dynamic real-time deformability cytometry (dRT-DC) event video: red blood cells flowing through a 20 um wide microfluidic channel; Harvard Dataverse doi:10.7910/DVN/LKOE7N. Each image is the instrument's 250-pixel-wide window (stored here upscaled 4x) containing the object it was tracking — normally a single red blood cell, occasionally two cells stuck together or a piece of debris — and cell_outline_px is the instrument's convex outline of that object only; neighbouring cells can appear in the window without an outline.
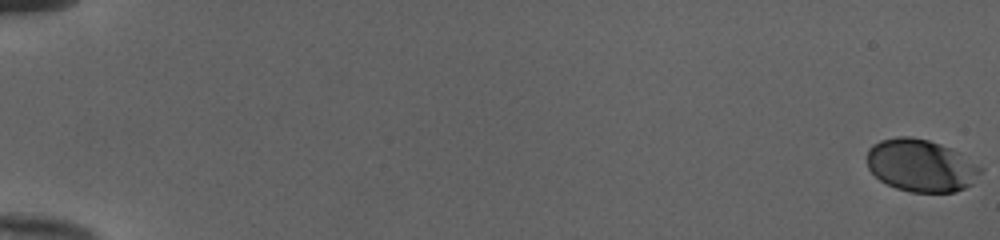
{"species": "human", "species_latin": "Homo sapiens", "temperature_condition": "cold", "stored_images_in_passage": 54, "camera_frame_rate_fps": 3000, "um_per_image_px": 0.085, "donor": {"sex": "female"}, "frame": {"image": 1, "passage_image": 1, "time_ms": 0.0, "image_size_px": [1000, 240], "cell_outline_px": [[984, 168], [972, 184], [956, 192], [912, 192], [896, 188], [880, 180], [868, 168], [868, 148], [872, 144], [880, 140], [896, 136], [912, 136], [928, 140], [952, 148]], "centroid_in_image_um": [78.29, 14.06], "position_along_channel_um": 6.7, "area_um2": 34.8}}
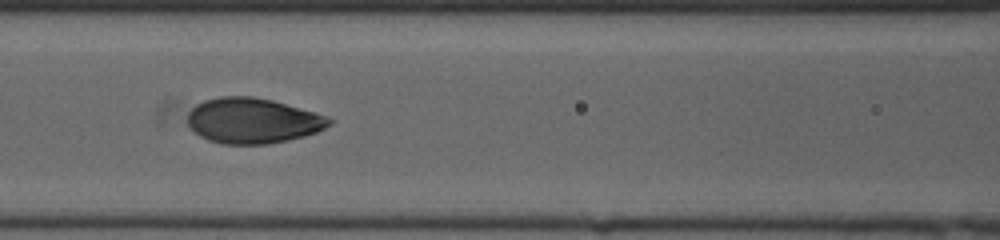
{"frame": {"image": 2, "passage_image": 27, "time_ms": 8.667, "image_size_px": [1000, 240], "cell_outline_px": [[336, 120], [332, 124], [316, 132], [304, 136], [288, 140], [268, 144], [220, 144], [208, 140], [200, 136], [188, 124], [188, 112], [196, 104], [204, 100], [220, 96], [252, 96], [272, 100], [316, 112]], "centroid_in_image_um": [21.5, 10.25], "position_along_channel_um": 145.1, "area_um2": 37.63}}
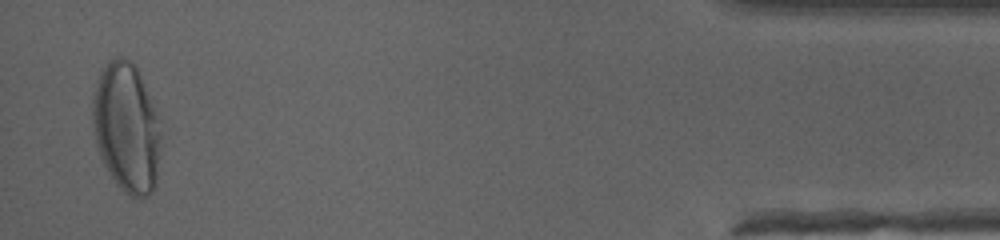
{"frame": {"image": 3, "passage_image": 53, "time_ms": 17.333, "image_size_px": [1000, 240], "cell_outline_px": [[160, 148], [156, 184], [152, 192], [148, 196], [132, 196], [124, 192], [116, 184], [104, 164], [100, 156], [92, 132], [92, 92], [100, 68], [116, 56], [120, 56], [128, 60], [136, 68], [140, 76], [156, 112], [160, 132]], "centroid_in_image_um": [10.71, 10.84], "position_along_channel_um": 424.5, "area_um2": 51.67}, "authors_computed_cell_mechanics": {"area_um2": 37.1943, "velocity_mm_per_s": 4.0087, "shape_relaxation_time_tau1_ms": 3.4525, "shape_relaxation_time_tau2_ms": null, "deformation_change_tau1": 0.1689, "deformation_change_tau2": null}}